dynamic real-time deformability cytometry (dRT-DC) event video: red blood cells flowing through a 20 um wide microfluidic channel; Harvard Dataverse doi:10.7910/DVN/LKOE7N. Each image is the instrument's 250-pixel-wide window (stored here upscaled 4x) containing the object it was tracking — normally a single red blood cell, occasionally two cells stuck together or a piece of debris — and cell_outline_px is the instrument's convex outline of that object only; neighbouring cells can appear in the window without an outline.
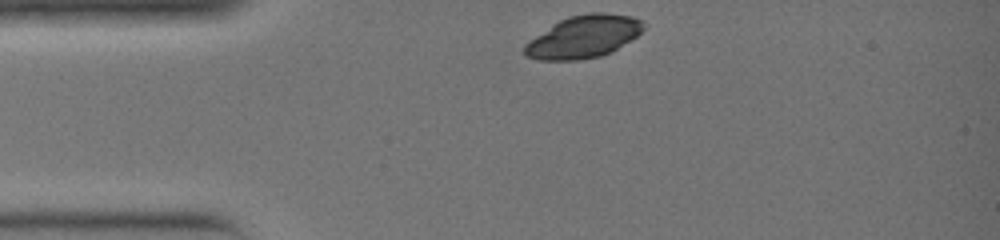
{"species": "common noctule bat (a hibernating species)", "species_latin": "Nyctalus noctula", "temperature_condition": "warm", "stored_images_in_passage": 16, "camera_frame_rate_fps": 3000, "um_per_image_px": 0.085, "animal": {"sex": "female", "body_mass_g": 19.0, "forearm_length_mm": 51.5}, "frame": {"image": 1, "passage_image": 1, "time_ms": 0.0, "image_size_px": [1000, 240], "cell_outline_px": [[644, 28], [636, 36], [612, 52], [600, 56], [576, 60], [540, 60], [524, 56], [524, 44], [528, 40], [552, 24], [568, 16], [588, 12], [604, 12], [632, 16], [644, 20]], "centroid_in_image_um": [49.59, 3.11], "position_along_channel_um": 35.4, "area_um2": 29.65}}
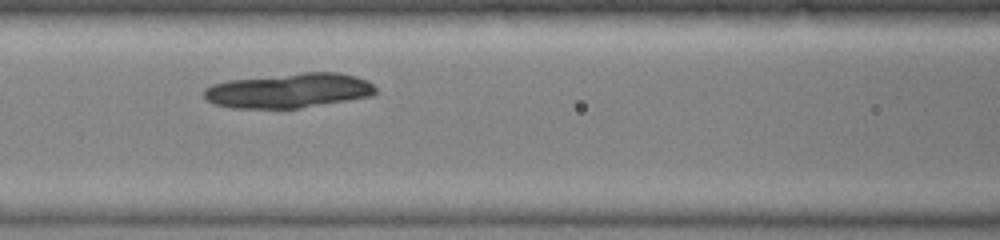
{"frame": {"image": 2, "passage_image": 9, "time_ms": 2.667, "image_size_px": [1000, 240], "cell_outline_px": [[376, 92], [372, 96], [300, 108], [232, 108], [216, 104], [208, 100], [204, 96], [204, 88], [212, 84], [232, 80], [304, 72], [336, 72], [356, 76], [368, 80], [376, 88]], "centroid_in_image_um": [24.59, 7.7], "position_along_channel_um": 142.0, "area_um2": 34.51}}
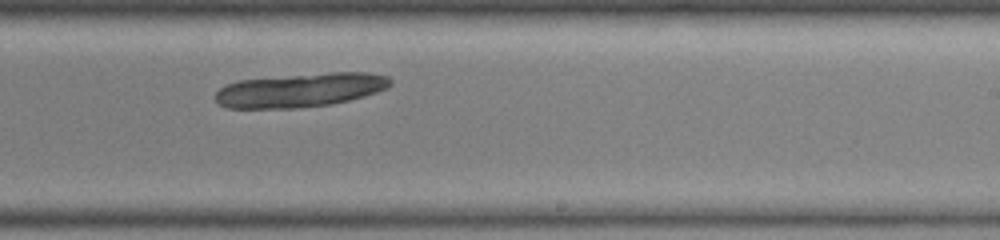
{"frame": {"image": 3, "passage_image": 16, "time_ms": 5.0, "image_size_px": [1000, 240], "cell_outline_px": [[392, 84], [388, 88], [364, 96], [332, 104], [296, 108], [228, 108], [220, 104], [216, 100], [216, 92], [220, 88], [228, 84], [240, 80], [332, 72], [372, 72], [388, 76], [392, 80]], "centroid_in_image_um": [25.59, 7.65], "position_along_channel_um": 263.4, "area_um2": 34.45}}